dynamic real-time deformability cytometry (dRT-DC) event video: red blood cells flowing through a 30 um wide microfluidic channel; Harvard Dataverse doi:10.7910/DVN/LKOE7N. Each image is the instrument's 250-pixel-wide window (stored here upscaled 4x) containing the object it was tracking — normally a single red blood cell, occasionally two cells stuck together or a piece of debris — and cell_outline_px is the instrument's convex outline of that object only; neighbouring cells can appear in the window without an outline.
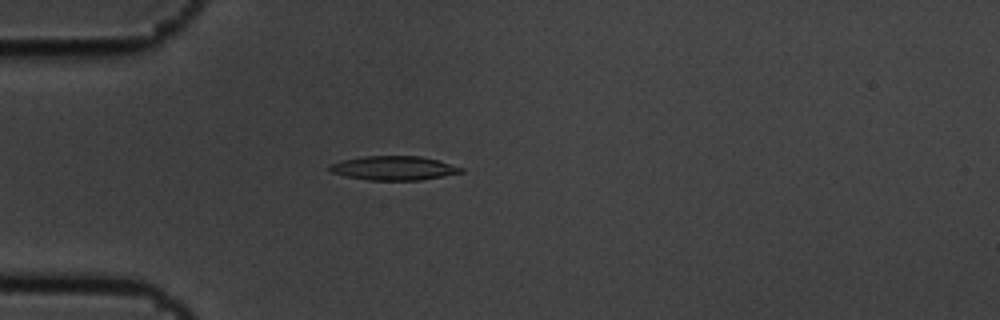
{"species": "common noctule bat (a hibernating species)", "species_latin": "Nyctalus noctula", "temperature_condition": "cold", "stored_images_in_passage": 4, "camera_frame_rate_fps": 3000, "um_per_image_px": 0.085, "animal": {"sex": "male", "body_mass_g": 19.5, "forearm_length_mm": 54.6}, "frame": {"image": 1, "passage_image": 4, "time_ms": 1.0, "image_size_px": [1000, 320], "cell_outline_px": [[464, 172], [420, 180], [368, 180], [344, 176], [332, 172], [328, 168], [328, 164], [340, 160], [364, 156], [420, 156], [436, 160], [464, 168]], "centroid_in_image_um": [33.42, 14.28], "position_along_channel_um": 51.6, "area_um2": 18.44}}